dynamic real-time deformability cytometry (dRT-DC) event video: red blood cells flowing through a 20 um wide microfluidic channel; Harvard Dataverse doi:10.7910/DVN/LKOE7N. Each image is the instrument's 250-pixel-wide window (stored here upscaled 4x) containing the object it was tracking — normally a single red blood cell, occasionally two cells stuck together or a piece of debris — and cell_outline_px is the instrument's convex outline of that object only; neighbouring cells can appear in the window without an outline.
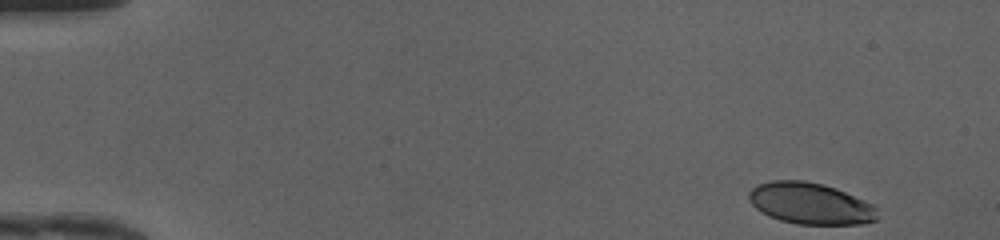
{"species": "human", "species_latin": "Homo sapiens", "temperature_condition": "cold", "stored_images_in_passage": 46, "camera_frame_rate_fps": 3000, "um_per_image_px": 0.085, "donor": {"sex": "female"}, "frame": {"image": 1, "passage_image": 1, "time_ms": 0.0, "image_size_px": [1000, 240], "cell_outline_px": [[876, 220], [860, 224], [796, 224], [780, 220], [768, 216], [760, 212], [748, 200], [748, 192], [752, 188], [760, 184], [772, 180], [804, 180], [824, 184], [836, 188], [864, 200], [872, 204], [876, 208]], "centroid_in_image_um": [68.84, 17.29], "position_along_channel_um": 16.2, "area_um2": 31.1}}
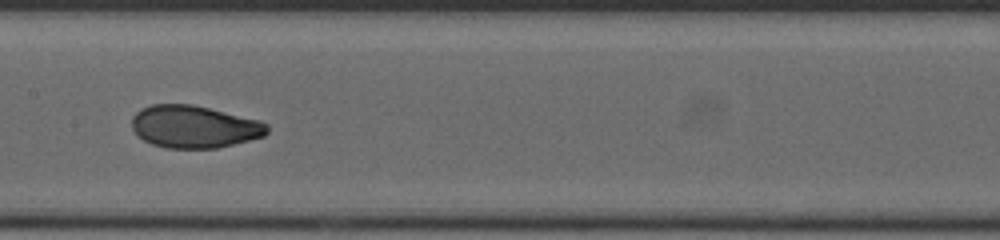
{"frame": {"image": 2, "passage_image": 23, "time_ms": 7.333, "image_size_px": [1000, 240], "cell_outline_px": [[268, 132], [264, 136], [216, 148], [164, 148], [152, 144], [144, 140], [132, 128], [132, 116], [140, 108], [152, 104], [192, 104], [260, 120], [268, 124]], "centroid_in_image_um": [16.5, 10.76], "position_along_channel_um": 190.9, "area_um2": 33.41}}
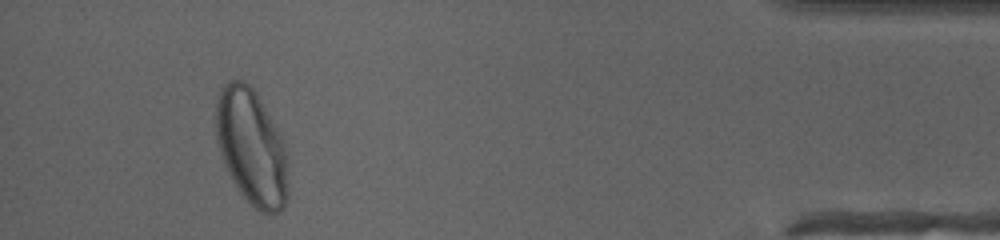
{"frame": {"image": 3, "passage_image": 43, "time_ms": 14.0, "image_size_px": [1000, 240], "cell_outline_px": [[288, 196], [284, 208], [280, 212], [260, 212], [240, 192], [232, 180], [220, 156], [216, 140], [216, 96], [220, 88], [228, 80], [244, 80], [256, 92], [276, 128], [284, 144], [288, 188]], "centroid_in_image_um": [21.35, 12.49], "position_along_channel_um": 413.9, "area_um2": 48.55}, "authors_computed_cell_mechanics": {"area_um2": 33.7552, "velocity_mm_per_s": 4.1877, "shape_relaxation_time_tau1_ms": 4.2171, "shape_relaxation_time_tau2_ms": 0.7734, "deformation_change_tau1": 0.1769, "deformation_change_tau2": 0.0504}}